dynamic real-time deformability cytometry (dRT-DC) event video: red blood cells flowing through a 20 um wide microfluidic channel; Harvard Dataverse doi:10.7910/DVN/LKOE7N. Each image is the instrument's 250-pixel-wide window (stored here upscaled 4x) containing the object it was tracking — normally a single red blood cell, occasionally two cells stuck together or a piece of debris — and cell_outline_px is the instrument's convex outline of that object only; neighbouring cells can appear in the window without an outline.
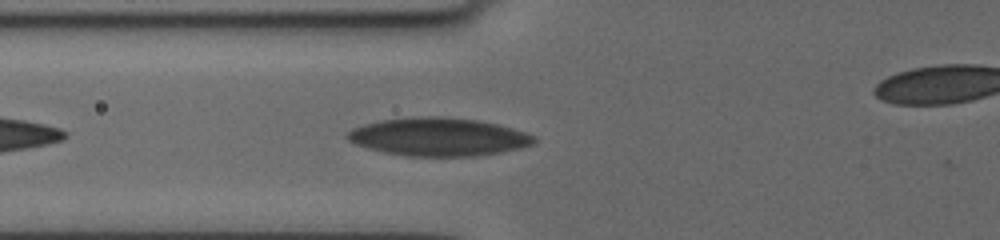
{"species": "human", "species_latin": "Homo sapiens", "temperature_condition": "cold", "stored_images_in_passage": 20, "camera_frame_rate_fps": 3000, "um_per_image_px": 0.085, "donor": {"sex": "female"}, "frame": {"image": 1, "passage_image": 4, "time_ms": 1.0, "image_size_px": [1000, 240], "cell_outline_px": [[536, 140], [532, 144], [520, 148], [500, 152], [476, 156], [408, 156], [368, 148], [356, 144], [348, 140], [348, 132], [352, 128], [364, 124], [380, 120], [420, 116], [440, 116], [476, 120], [496, 124], [512, 128], [536, 136]], "centroid_in_image_um": [37.28, 11.63], "position_along_channel_um": 88.5, "area_um2": 41.15}}
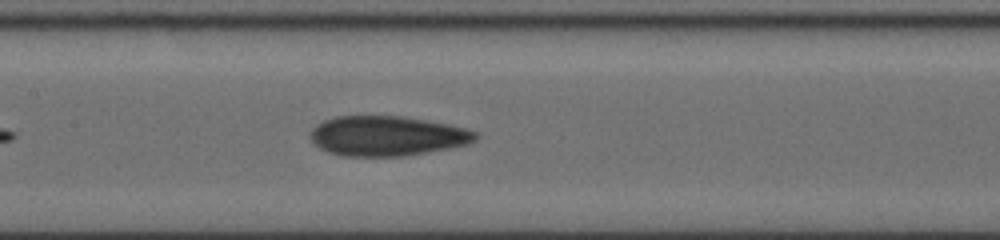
{"frame": {"image": 2, "passage_image": 11, "time_ms": 3.333, "image_size_px": [1000, 240], "cell_outline_px": [[480, 136], [476, 140], [468, 144], [448, 148], [404, 156], [344, 156], [328, 152], [312, 144], [312, 128], [316, 124], [324, 120], [336, 116], [400, 116], [424, 120], [464, 128], [476, 132]], "centroid_in_image_um": [32.87, 11.56], "position_along_channel_um": 174.5, "area_um2": 38.15}}
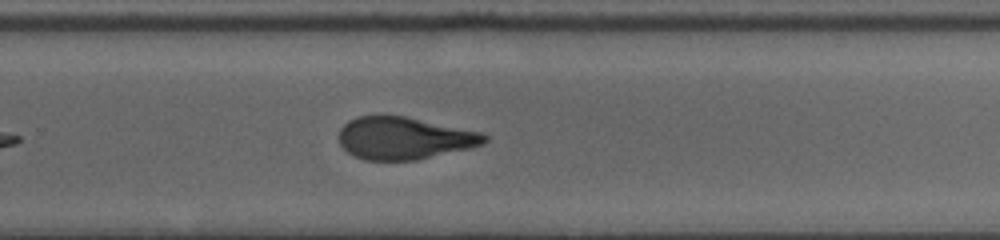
{"frame": {"image": 3, "passage_image": 20, "time_ms": 6.667, "image_size_px": [1000, 240], "cell_outline_px": [[488, 140], [484, 144], [472, 148], [416, 160], [364, 160], [352, 156], [340, 144], [340, 128], [348, 120], [360, 116], [404, 116], [484, 132], [488, 136]], "centroid_in_image_um": [34.4, 11.75], "position_along_channel_um": 295.4, "area_um2": 36.07}}